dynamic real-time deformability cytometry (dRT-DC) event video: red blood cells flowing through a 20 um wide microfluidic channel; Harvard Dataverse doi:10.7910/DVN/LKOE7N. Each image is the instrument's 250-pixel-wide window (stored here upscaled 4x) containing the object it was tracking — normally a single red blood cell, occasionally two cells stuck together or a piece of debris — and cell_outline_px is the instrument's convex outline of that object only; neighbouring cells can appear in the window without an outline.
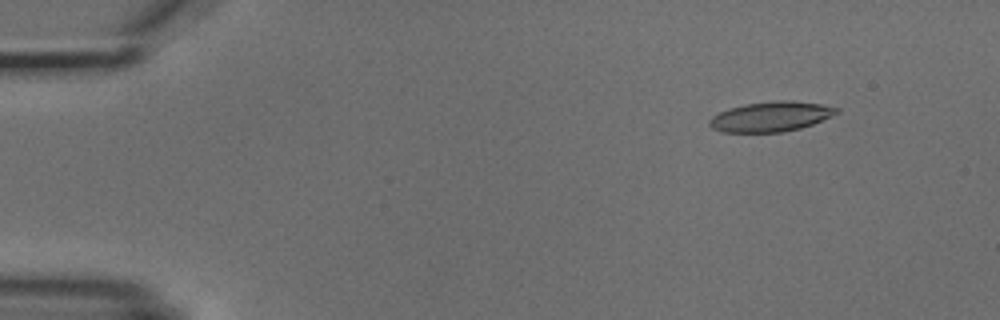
{"species": "common noctule bat (a hibernating species)", "species_latin": "Nyctalus noctula", "temperature_condition": "cold", "stored_images_in_passage": 4, "camera_frame_rate_fps": 3000, "um_per_image_px": 0.085, "animal": {"sex": "male", "body_mass_g": 18.8}, "frame": {"image": 1, "passage_image": 2, "time_ms": 1.0, "image_size_px": [1000, 320], "cell_outline_px": [[840, 112], [812, 124], [800, 128], [784, 132], [720, 132], [712, 128], [708, 124], [708, 120], [712, 116], [728, 108], [744, 104], [776, 100], [792, 100], [820, 104], [840, 108]], "centroid_in_image_um": [65.5, 9.9], "position_along_channel_um": 19.5, "area_um2": 22.31}}